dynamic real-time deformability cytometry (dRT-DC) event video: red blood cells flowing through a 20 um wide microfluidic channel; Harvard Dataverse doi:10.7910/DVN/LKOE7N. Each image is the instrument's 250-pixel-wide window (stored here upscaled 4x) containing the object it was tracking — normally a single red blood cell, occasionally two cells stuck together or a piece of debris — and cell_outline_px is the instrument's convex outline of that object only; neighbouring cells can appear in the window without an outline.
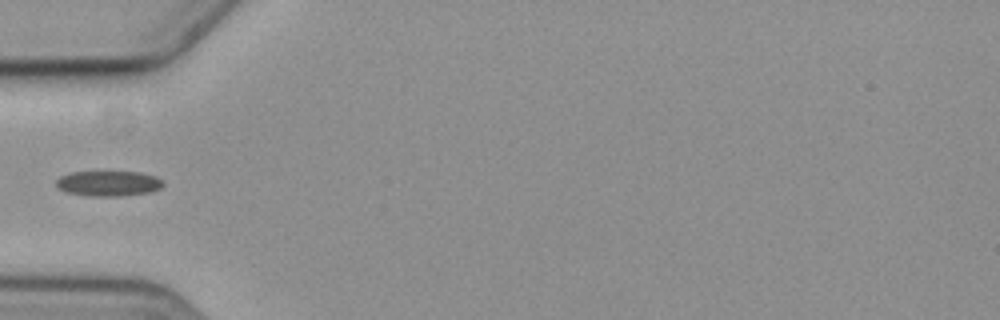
{"species": "common noctule bat (a hibernating species)", "species_latin": "Nyctalus noctula", "temperature_condition": "cold", "stored_images_in_passage": 7, "camera_frame_rate_fps": 3000, "um_per_image_px": 0.085, "animal": {"sex": "female", "body_mass_g": 19.3, "forearm_length_mm": 54.1}, "frame": {"image": 1, "passage_image": 5, "time_ms": 5.667, "image_size_px": [1000, 320], "cell_outline_px": [[164, 184], [160, 188], [152, 192], [124, 196], [88, 196], [68, 192], [60, 188], [56, 184], [56, 180], [60, 176], [72, 172], [140, 172], [156, 176]], "centroid_in_image_um": [9.25, 15.6], "position_along_channel_um": 75.8, "area_um2": 15.72}}
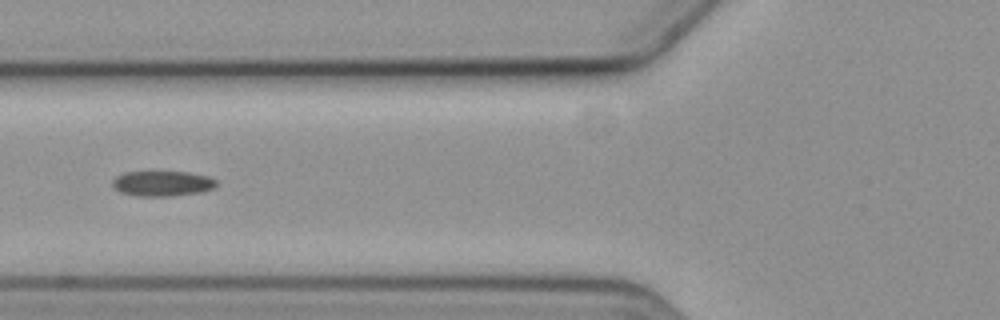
{"frame": {"image": 2, "passage_image": 6, "time_ms": 6.667, "image_size_px": [1000, 320], "cell_outline_px": [[216, 188], [200, 192], [172, 196], [136, 196], [120, 192], [112, 184], [112, 180], [116, 176], [124, 172], [148, 168], [152, 168], [188, 172], [208, 176], [216, 180]], "centroid_in_image_um": [13.76, 15.53], "position_along_channel_um": 112.0, "area_um2": 16.3}}
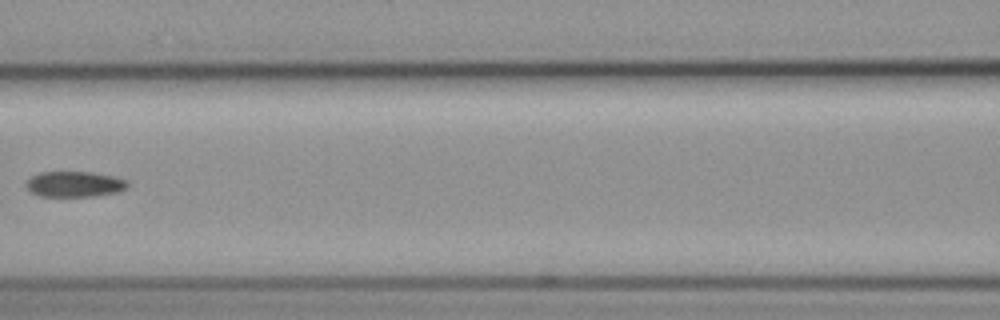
{"frame": {"image": 3, "passage_image": 7, "time_ms": 8.0, "image_size_px": [1000, 320], "cell_outline_px": [[128, 184], [120, 192], [92, 196], [40, 196], [32, 192], [24, 184], [32, 176], [40, 172], [92, 172], [112, 176], [124, 180]], "centroid_in_image_um": [6.31, 15.65], "position_along_channel_um": 160.3, "area_um2": 14.91}}